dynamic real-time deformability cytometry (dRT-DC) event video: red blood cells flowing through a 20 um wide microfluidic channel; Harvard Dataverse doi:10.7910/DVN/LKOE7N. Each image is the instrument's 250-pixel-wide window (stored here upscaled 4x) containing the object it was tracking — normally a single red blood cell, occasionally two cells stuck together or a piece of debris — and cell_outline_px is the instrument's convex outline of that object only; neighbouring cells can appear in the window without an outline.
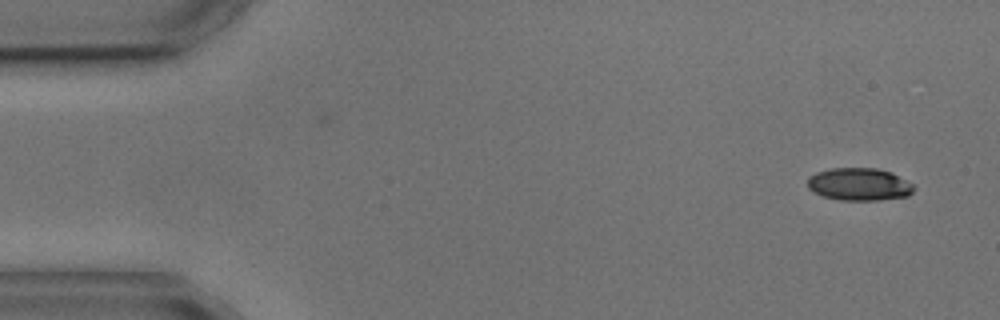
{"species": "common noctule bat (a hibernating species)", "species_latin": "Nyctalus noctula", "temperature_condition": "cold", "stored_images_in_passage": 2, "camera_frame_rate_fps": 3000, "um_per_image_px": 0.085, "animal": {"sex": "male", "body_mass_g": 17.9, "forearm_length_mm": 54.2}, "frame": {"image": 1, "passage_image": 2, "time_ms": 1.333, "image_size_px": [1000, 320], "cell_outline_px": [[912, 192], [908, 196], [880, 200], [840, 200], [824, 196], [808, 188], [808, 176], [816, 172], [832, 168], [876, 168], [892, 172], [912, 184]], "centroid_in_image_um": [73.02, 15.66], "position_along_channel_um": 12.0, "area_um2": 20.06}}